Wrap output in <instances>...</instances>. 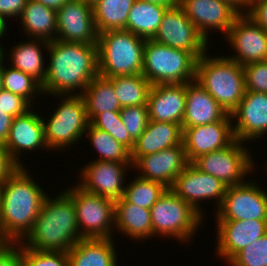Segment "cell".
Listing matches in <instances>:
<instances>
[{"mask_svg":"<svg viewBox=\"0 0 267 266\" xmlns=\"http://www.w3.org/2000/svg\"><path fill=\"white\" fill-rule=\"evenodd\" d=\"M48 52V53H47ZM44 96L82 95L84 89L99 74L97 44L54 40L49 42Z\"/></svg>","mask_w":267,"mask_h":266,"instance_id":"1","label":"cell"},{"mask_svg":"<svg viewBox=\"0 0 267 266\" xmlns=\"http://www.w3.org/2000/svg\"><path fill=\"white\" fill-rule=\"evenodd\" d=\"M30 174L26 166L18 167L2 184L0 242H21L49 195Z\"/></svg>","mask_w":267,"mask_h":266,"instance_id":"2","label":"cell"},{"mask_svg":"<svg viewBox=\"0 0 267 266\" xmlns=\"http://www.w3.org/2000/svg\"><path fill=\"white\" fill-rule=\"evenodd\" d=\"M62 192V193H61ZM44 199L31 231L20 242L35 251L68 252L80 236L73 201L63 192Z\"/></svg>","mask_w":267,"mask_h":266,"instance_id":"3","label":"cell"},{"mask_svg":"<svg viewBox=\"0 0 267 266\" xmlns=\"http://www.w3.org/2000/svg\"><path fill=\"white\" fill-rule=\"evenodd\" d=\"M196 82L231 114L245 94L243 66L226 55L204 53L197 61Z\"/></svg>","mask_w":267,"mask_h":266,"instance_id":"4","label":"cell"},{"mask_svg":"<svg viewBox=\"0 0 267 266\" xmlns=\"http://www.w3.org/2000/svg\"><path fill=\"white\" fill-rule=\"evenodd\" d=\"M146 39L119 29L98 35V72L104 77L142 74Z\"/></svg>","mask_w":267,"mask_h":266,"instance_id":"5","label":"cell"},{"mask_svg":"<svg viewBox=\"0 0 267 266\" xmlns=\"http://www.w3.org/2000/svg\"><path fill=\"white\" fill-rule=\"evenodd\" d=\"M198 57L146 39L142 75L151 85L189 83L196 79Z\"/></svg>","mask_w":267,"mask_h":266,"instance_id":"6","label":"cell"},{"mask_svg":"<svg viewBox=\"0 0 267 266\" xmlns=\"http://www.w3.org/2000/svg\"><path fill=\"white\" fill-rule=\"evenodd\" d=\"M51 96L57 99L59 97L60 102L49 118L42 116L44 138L49 151H63L84 140L90 122L81 95Z\"/></svg>","mask_w":267,"mask_h":266,"instance_id":"7","label":"cell"},{"mask_svg":"<svg viewBox=\"0 0 267 266\" xmlns=\"http://www.w3.org/2000/svg\"><path fill=\"white\" fill-rule=\"evenodd\" d=\"M152 237L178 240L188 244L196 232L204 225L202 217L187 202L167 189L150 208ZM173 237V238H172ZM183 242V243H182Z\"/></svg>","mask_w":267,"mask_h":266,"instance_id":"8","label":"cell"},{"mask_svg":"<svg viewBox=\"0 0 267 266\" xmlns=\"http://www.w3.org/2000/svg\"><path fill=\"white\" fill-rule=\"evenodd\" d=\"M72 187V188H71ZM63 192L73 201L80 236L83 239L114 238L115 201L74 186Z\"/></svg>","mask_w":267,"mask_h":266,"instance_id":"9","label":"cell"},{"mask_svg":"<svg viewBox=\"0 0 267 266\" xmlns=\"http://www.w3.org/2000/svg\"><path fill=\"white\" fill-rule=\"evenodd\" d=\"M246 145L245 142L235 140L227 148L199 156L192 164L201 172L216 177L227 187L242 184L248 180V175L255 173V164L258 165L253 160L252 148Z\"/></svg>","mask_w":267,"mask_h":266,"instance_id":"10","label":"cell"},{"mask_svg":"<svg viewBox=\"0 0 267 266\" xmlns=\"http://www.w3.org/2000/svg\"><path fill=\"white\" fill-rule=\"evenodd\" d=\"M250 181V182H249ZM214 221L267 220V191L257 180L227 187Z\"/></svg>","mask_w":267,"mask_h":266,"instance_id":"11","label":"cell"},{"mask_svg":"<svg viewBox=\"0 0 267 266\" xmlns=\"http://www.w3.org/2000/svg\"><path fill=\"white\" fill-rule=\"evenodd\" d=\"M170 190L203 217L205 215L203 211L205 210H203L201 203L212 200L217 210L226 194L227 185L216 177L201 172L192 163H189L175 178Z\"/></svg>","mask_w":267,"mask_h":266,"instance_id":"12","label":"cell"},{"mask_svg":"<svg viewBox=\"0 0 267 266\" xmlns=\"http://www.w3.org/2000/svg\"><path fill=\"white\" fill-rule=\"evenodd\" d=\"M236 54L228 58L245 66L267 60V31L246 13H240L224 38Z\"/></svg>","mask_w":267,"mask_h":266,"instance_id":"13","label":"cell"},{"mask_svg":"<svg viewBox=\"0 0 267 266\" xmlns=\"http://www.w3.org/2000/svg\"><path fill=\"white\" fill-rule=\"evenodd\" d=\"M153 40L172 48L192 52L198 58L210 49L209 42L188 19L180 5L166 9Z\"/></svg>","mask_w":267,"mask_h":266,"instance_id":"14","label":"cell"},{"mask_svg":"<svg viewBox=\"0 0 267 266\" xmlns=\"http://www.w3.org/2000/svg\"><path fill=\"white\" fill-rule=\"evenodd\" d=\"M82 167L79 170L81 181H77L80 188L113 201L123 197L127 179L125 178L126 173L132 168V163L106 162L93 159L92 162L90 161Z\"/></svg>","mask_w":267,"mask_h":266,"instance_id":"15","label":"cell"},{"mask_svg":"<svg viewBox=\"0 0 267 266\" xmlns=\"http://www.w3.org/2000/svg\"><path fill=\"white\" fill-rule=\"evenodd\" d=\"M188 19L200 34L210 43L215 32L226 36L240 12L226 0H179ZM210 37V38H208Z\"/></svg>","mask_w":267,"mask_h":266,"instance_id":"16","label":"cell"},{"mask_svg":"<svg viewBox=\"0 0 267 266\" xmlns=\"http://www.w3.org/2000/svg\"><path fill=\"white\" fill-rule=\"evenodd\" d=\"M98 35L93 5L83 0H70L57 11L56 40L97 44Z\"/></svg>","mask_w":267,"mask_h":266,"instance_id":"17","label":"cell"},{"mask_svg":"<svg viewBox=\"0 0 267 266\" xmlns=\"http://www.w3.org/2000/svg\"><path fill=\"white\" fill-rule=\"evenodd\" d=\"M4 147L19 167H25L24 161L21 162L24 151L31 154L30 152L36 149H46L48 152L42 115L32 107L26 113L14 117Z\"/></svg>","mask_w":267,"mask_h":266,"instance_id":"18","label":"cell"},{"mask_svg":"<svg viewBox=\"0 0 267 266\" xmlns=\"http://www.w3.org/2000/svg\"><path fill=\"white\" fill-rule=\"evenodd\" d=\"M230 115L236 140L251 143L262 139L267 136V93L245 91L243 99Z\"/></svg>","mask_w":267,"mask_h":266,"instance_id":"19","label":"cell"},{"mask_svg":"<svg viewBox=\"0 0 267 266\" xmlns=\"http://www.w3.org/2000/svg\"><path fill=\"white\" fill-rule=\"evenodd\" d=\"M188 164L182 143L181 145L137 158L132 163V169H137V176L161 183L170 189L175 178Z\"/></svg>","mask_w":267,"mask_h":266,"instance_id":"20","label":"cell"},{"mask_svg":"<svg viewBox=\"0 0 267 266\" xmlns=\"http://www.w3.org/2000/svg\"><path fill=\"white\" fill-rule=\"evenodd\" d=\"M215 254L228 263L239 251L267 233V220L216 221Z\"/></svg>","mask_w":267,"mask_h":266,"instance_id":"21","label":"cell"},{"mask_svg":"<svg viewBox=\"0 0 267 266\" xmlns=\"http://www.w3.org/2000/svg\"><path fill=\"white\" fill-rule=\"evenodd\" d=\"M233 121H216L210 124L182 128V143L189 163L199 156L227 148L236 139Z\"/></svg>","mask_w":267,"mask_h":266,"instance_id":"22","label":"cell"},{"mask_svg":"<svg viewBox=\"0 0 267 266\" xmlns=\"http://www.w3.org/2000/svg\"><path fill=\"white\" fill-rule=\"evenodd\" d=\"M186 107V83L152 85L148 93L149 120L182 126Z\"/></svg>","mask_w":267,"mask_h":266,"instance_id":"23","label":"cell"},{"mask_svg":"<svg viewBox=\"0 0 267 266\" xmlns=\"http://www.w3.org/2000/svg\"><path fill=\"white\" fill-rule=\"evenodd\" d=\"M232 121L231 115L196 80L186 83V107L182 128Z\"/></svg>","mask_w":267,"mask_h":266,"instance_id":"24","label":"cell"},{"mask_svg":"<svg viewBox=\"0 0 267 266\" xmlns=\"http://www.w3.org/2000/svg\"><path fill=\"white\" fill-rule=\"evenodd\" d=\"M182 137L181 125L149 120L144 132L135 141L131 150V161L133 163L144 155L181 145Z\"/></svg>","mask_w":267,"mask_h":266,"instance_id":"25","label":"cell"},{"mask_svg":"<svg viewBox=\"0 0 267 266\" xmlns=\"http://www.w3.org/2000/svg\"><path fill=\"white\" fill-rule=\"evenodd\" d=\"M114 238L81 239L67 252L69 266H118Z\"/></svg>","mask_w":267,"mask_h":266,"instance_id":"26","label":"cell"},{"mask_svg":"<svg viewBox=\"0 0 267 266\" xmlns=\"http://www.w3.org/2000/svg\"><path fill=\"white\" fill-rule=\"evenodd\" d=\"M114 230L129 237L132 241L144 242L152 239L150 209L136 206L127 202L123 197L120 198L115 201Z\"/></svg>","mask_w":267,"mask_h":266,"instance_id":"27","label":"cell"},{"mask_svg":"<svg viewBox=\"0 0 267 266\" xmlns=\"http://www.w3.org/2000/svg\"><path fill=\"white\" fill-rule=\"evenodd\" d=\"M21 30L29 39L52 42L57 35V11L34 0H27L26 6L18 18Z\"/></svg>","mask_w":267,"mask_h":266,"instance_id":"28","label":"cell"},{"mask_svg":"<svg viewBox=\"0 0 267 266\" xmlns=\"http://www.w3.org/2000/svg\"><path fill=\"white\" fill-rule=\"evenodd\" d=\"M9 51L8 65L31 75L41 84L45 81L46 61H44L43 49L46 51L49 42L40 39L27 38V41L18 42ZM42 45V46H41ZM45 46V47H44ZM45 64V65H44Z\"/></svg>","mask_w":267,"mask_h":266,"instance_id":"29","label":"cell"},{"mask_svg":"<svg viewBox=\"0 0 267 266\" xmlns=\"http://www.w3.org/2000/svg\"><path fill=\"white\" fill-rule=\"evenodd\" d=\"M81 96L86 104L89 122L100 113L120 112L122 109L111 81L99 74L92 79Z\"/></svg>","mask_w":267,"mask_h":266,"instance_id":"30","label":"cell"},{"mask_svg":"<svg viewBox=\"0 0 267 266\" xmlns=\"http://www.w3.org/2000/svg\"><path fill=\"white\" fill-rule=\"evenodd\" d=\"M166 7L135 0L128 15L125 30L142 37L153 39L157 34Z\"/></svg>","mask_w":267,"mask_h":266,"instance_id":"31","label":"cell"},{"mask_svg":"<svg viewBox=\"0 0 267 266\" xmlns=\"http://www.w3.org/2000/svg\"><path fill=\"white\" fill-rule=\"evenodd\" d=\"M135 0H98L93 4V16L98 34L125 29Z\"/></svg>","mask_w":267,"mask_h":266,"instance_id":"32","label":"cell"},{"mask_svg":"<svg viewBox=\"0 0 267 266\" xmlns=\"http://www.w3.org/2000/svg\"><path fill=\"white\" fill-rule=\"evenodd\" d=\"M91 147L97 152V161L132 163L131 151L108 132L89 123L85 131ZM99 155V156H98Z\"/></svg>","mask_w":267,"mask_h":266,"instance_id":"33","label":"cell"},{"mask_svg":"<svg viewBox=\"0 0 267 266\" xmlns=\"http://www.w3.org/2000/svg\"><path fill=\"white\" fill-rule=\"evenodd\" d=\"M121 107L147 105L150 82L142 74L115 76L108 78Z\"/></svg>","mask_w":267,"mask_h":266,"instance_id":"34","label":"cell"},{"mask_svg":"<svg viewBox=\"0 0 267 266\" xmlns=\"http://www.w3.org/2000/svg\"><path fill=\"white\" fill-rule=\"evenodd\" d=\"M6 59L4 57L2 73L4 90L22 96L34 107L36 98L41 95L44 96L42 84L31 75L12 66H7Z\"/></svg>","mask_w":267,"mask_h":266,"instance_id":"35","label":"cell"},{"mask_svg":"<svg viewBox=\"0 0 267 266\" xmlns=\"http://www.w3.org/2000/svg\"><path fill=\"white\" fill-rule=\"evenodd\" d=\"M167 189L161 183L135 176L126 184L123 198L136 206L150 209Z\"/></svg>","mask_w":267,"mask_h":266,"instance_id":"36","label":"cell"},{"mask_svg":"<svg viewBox=\"0 0 267 266\" xmlns=\"http://www.w3.org/2000/svg\"><path fill=\"white\" fill-rule=\"evenodd\" d=\"M90 123L94 127L108 132L130 151L133 149L135 141L130 137L126 127L122 123L120 112L106 111L100 113Z\"/></svg>","mask_w":267,"mask_h":266,"instance_id":"37","label":"cell"},{"mask_svg":"<svg viewBox=\"0 0 267 266\" xmlns=\"http://www.w3.org/2000/svg\"><path fill=\"white\" fill-rule=\"evenodd\" d=\"M227 266H267V233L239 251Z\"/></svg>","mask_w":267,"mask_h":266,"instance_id":"38","label":"cell"},{"mask_svg":"<svg viewBox=\"0 0 267 266\" xmlns=\"http://www.w3.org/2000/svg\"><path fill=\"white\" fill-rule=\"evenodd\" d=\"M23 266H69L66 252L35 251L21 244Z\"/></svg>","mask_w":267,"mask_h":266,"instance_id":"39","label":"cell"},{"mask_svg":"<svg viewBox=\"0 0 267 266\" xmlns=\"http://www.w3.org/2000/svg\"><path fill=\"white\" fill-rule=\"evenodd\" d=\"M120 116L130 137L136 141L149 121L147 105L123 107Z\"/></svg>","mask_w":267,"mask_h":266,"instance_id":"40","label":"cell"},{"mask_svg":"<svg viewBox=\"0 0 267 266\" xmlns=\"http://www.w3.org/2000/svg\"><path fill=\"white\" fill-rule=\"evenodd\" d=\"M246 91L267 93V60L243 66Z\"/></svg>","mask_w":267,"mask_h":266,"instance_id":"41","label":"cell"},{"mask_svg":"<svg viewBox=\"0 0 267 266\" xmlns=\"http://www.w3.org/2000/svg\"><path fill=\"white\" fill-rule=\"evenodd\" d=\"M33 106L22 96L13 94L7 90H0V109L4 114L17 117L26 113Z\"/></svg>","mask_w":267,"mask_h":266,"instance_id":"42","label":"cell"},{"mask_svg":"<svg viewBox=\"0 0 267 266\" xmlns=\"http://www.w3.org/2000/svg\"><path fill=\"white\" fill-rule=\"evenodd\" d=\"M0 266H23L20 242H0Z\"/></svg>","mask_w":267,"mask_h":266,"instance_id":"43","label":"cell"},{"mask_svg":"<svg viewBox=\"0 0 267 266\" xmlns=\"http://www.w3.org/2000/svg\"><path fill=\"white\" fill-rule=\"evenodd\" d=\"M26 3L27 0H0V18H2L5 22L9 21L10 18H17L15 20H18L26 6Z\"/></svg>","mask_w":267,"mask_h":266,"instance_id":"44","label":"cell"},{"mask_svg":"<svg viewBox=\"0 0 267 266\" xmlns=\"http://www.w3.org/2000/svg\"><path fill=\"white\" fill-rule=\"evenodd\" d=\"M246 14L267 31V0H250Z\"/></svg>","mask_w":267,"mask_h":266,"instance_id":"45","label":"cell"},{"mask_svg":"<svg viewBox=\"0 0 267 266\" xmlns=\"http://www.w3.org/2000/svg\"><path fill=\"white\" fill-rule=\"evenodd\" d=\"M18 167L5 147L0 145V184H3Z\"/></svg>","mask_w":267,"mask_h":266,"instance_id":"46","label":"cell"},{"mask_svg":"<svg viewBox=\"0 0 267 266\" xmlns=\"http://www.w3.org/2000/svg\"><path fill=\"white\" fill-rule=\"evenodd\" d=\"M12 120V116L4 114L3 110L0 109V145L4 146L7 140Z\"/></svg>","mask_w":267,"mask_h":266,"instance_id":"47","label":"cell"},{"mask_svg":"<svg viewBox=\"0 0 267 266\" xmlns=\"http://www.w3.org/2000/svg\"><path fill=\"white\" fill-rule=\"evenodd\" d=\"M34 1L41 3L42 5L48 8L58 11L70 0H34Z\"/></svg>","mask_w":267,"mask_h":266,"instance_id":"48","label":"cell"},{"mask_svg":"<svg viewBox=\"0 0 267 266\" xmlns=\"http://www.w3.org/2000/svg\"><path fill=\"white\" fill-rule=\"evenodd\" d=\"M234 6L240 13H246L250 6V0H226Z\"/></svg>","mask_w":267,"mask_h":266,"instance_id":"49","label":"cell"},{"mask_svg":"<svg viewBox=\"0 0 267 266\" xmlns=\"http://www.w3.org/2000/svg\"><path fill=\"white\" fill-rule=\"evenodd\" d=\"M140 1L158 4L166 8H172L179 5V0H140Z\"/></svg>","mask_w":267,"mask_h":266,"instance_id":"50","label":"cell"},{"mask_svg":"<svg viewBox=\"0 0 267 266\" xmlns=\"http://www.w3.org/2000/svg\"><path fill=\"white\" fill-rule=\"evenodd\" d=\"M7 23L8 22H5L2 18H0V41L2 39H4V36L6 35V32H7ZM7 26V27H6ZM3 37V38H2Z\"/></svg>","mask_w":267,"mask_h":266,"instance_id":"51","label":"cell"},{"mask_svg":"<svg viewBox=\"0 0 267 266\" xmlns=\"http://www.w3.org/2000/svg\"><path fill=\"white\" fill-rule=\"evenodd\" d=\"M0 43H2V42H0ZM4 46H2V44H0V64L4 61V57L6 56V57H8L7 55H8V52H7V54H6V48H3Z\"/></svg>","mask_w":267,"mask_h":266,"instance_id":"52","label":"cell"},{"mask_svg":"<svg viewBox=\"0 0 267 266\" xmlns=\"http://www.w3.org/2000/svg\"><path fill=\"white\" fill-rule=\"evenodd\" d=\"M2 73H3V62L0 64V90H3V77H2Z\"/></svg>","mask_w":267,"mask_h":266,"instance_id":"53","label":"cell"},{"mask_svg":"<svg viewBox=\"0 0 267 266\" xmlns=\"http://www.w3.org/2000/svg\"><path fill=\"white\" fill-rule=\"evenodd\" d=\"M83 1L87 2L88 4L93 5V4H95L98 0H83Z\"/></svg>","mask_w":267,"mask_h":266,"instance_id":"54","label":"cell"},{"mask_svg":"<svg viewBox=\"0 0 267 266\" xmlns=\"http://www.w3.org/2000/svg\"><path fill=\"white\" fill-rule=\"evenodd\" d=\"M1 194H2V184H0V206H1Z\"/></svg>","mask_w":267,"mask_h":266,"instance_id":"55","label":"cell"},{"mask_svg":"<svg viewBox=\"0 0 267 266\" xmlns=\"http://www.w3.org/2000/svg\"><path fill=\"white\" fill-rule=\"evenodd\" d=\"M264 162H266V163H264V164H266V166L264 168H265V171H267V161H264ZM265 173L267 174V172H265Z\"/></svg>","mask_w":267,"mask_h":266,"instance_id":"56","label":"cell"}]
</instances>
